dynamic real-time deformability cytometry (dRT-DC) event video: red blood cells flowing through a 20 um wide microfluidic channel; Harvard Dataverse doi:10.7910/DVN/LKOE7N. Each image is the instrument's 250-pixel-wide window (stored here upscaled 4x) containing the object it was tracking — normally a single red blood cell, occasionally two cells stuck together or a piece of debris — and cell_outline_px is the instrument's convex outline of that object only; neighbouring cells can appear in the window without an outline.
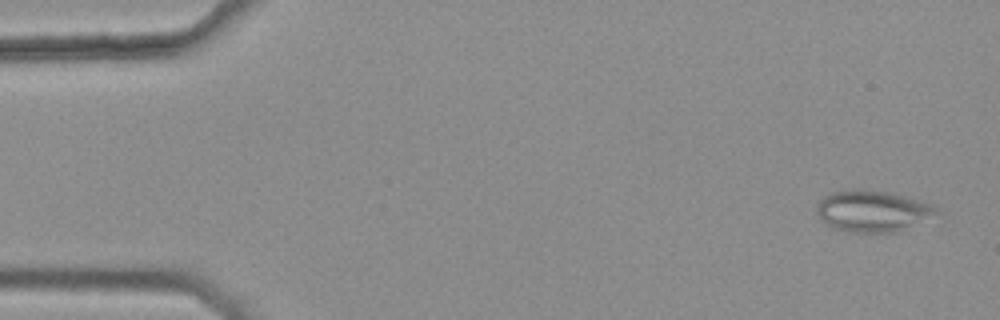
{"species": "common noctule bat (a hibernating species)", "species_latin": "Nyctalus noctula", "temperature_condition": "warm", "stored_images_in_passage": 44, "camera_frame_rate_fps": 3000, "um_per_image_px": 0.085, "animal": {"sex": "female", "body_mass_g": 25.1}, "frame": {"image": 1, "passage_image": 1, "time_ms": 0.0, "image_size_px": [1000, 320], "cell_outline_px": [[940, 212], [900, 232], [848, 232], [832, 228], [820, 220], [816, 212], [816, 208], [820, 200], [824, 196], [832, 192], [856, 188], [860, 188], [888, 192], [932, 204]], "centroid_in_image_um": [74.12, 17.94], "position_along_channel_um": 10.9, "area_um2": 28.96}}
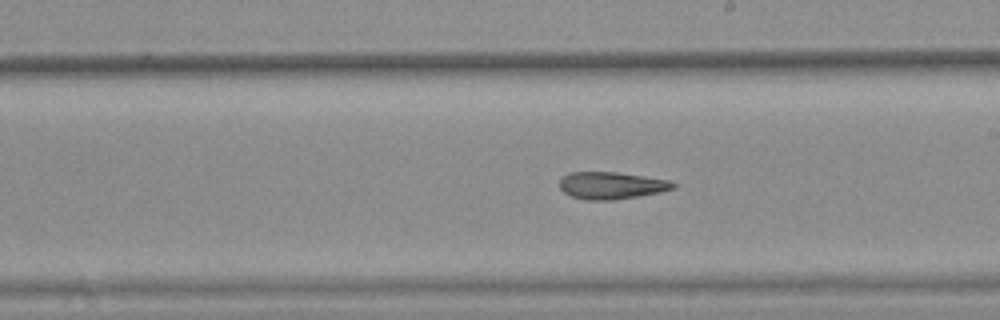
{"frame": {"image": 2, "passage_image": 29, "time_ms": 9.333, "image_size_px": [1000, 320], "cell_outline_px": [[676, 188], [660, 192], [640, 196], [612, 200], [588, 200], [572, 196], [564, 192], [560, 188], [560, 176], [568, 172], [616, 172], [644, 176], [668, 180], [676, 184]], "centroid_in_image_um": [51.96, 15.76], "position_along_channel_um": 237.0, "area_um2": 18.03}}
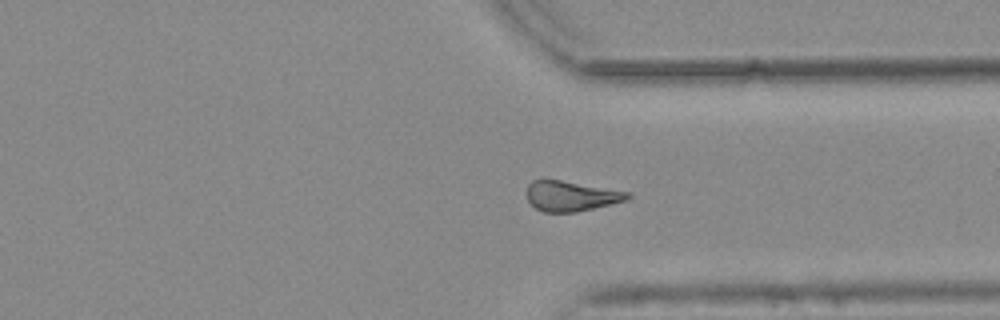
{"frame": {"image": 3, "passage_image": 39, "time_ms": 12.667, "image_size_px": [1000, 320], "cell_outline_px": [[632, 196], [624, 200], [576, 212], [544, 212], [536, 208], [528, 200], [528, 184], [532, 180], [560, 180], [628, 192]], "centroid_in_image_um": [48.5, 16.66], "position_along_channel_um": 362.9, "area_um2": 17.17}, "authors_computed_cell_mechanics": {"area_um2": 19.1318, "velocity_mm_per_s": 3.7687, "shape_relaxation_time_tau1_ms": null, "shape_relaxation_time_tau2_ms": 6.1006, "deformation_change_tau1": null, "deformation_change_tau2": 0.1724}}